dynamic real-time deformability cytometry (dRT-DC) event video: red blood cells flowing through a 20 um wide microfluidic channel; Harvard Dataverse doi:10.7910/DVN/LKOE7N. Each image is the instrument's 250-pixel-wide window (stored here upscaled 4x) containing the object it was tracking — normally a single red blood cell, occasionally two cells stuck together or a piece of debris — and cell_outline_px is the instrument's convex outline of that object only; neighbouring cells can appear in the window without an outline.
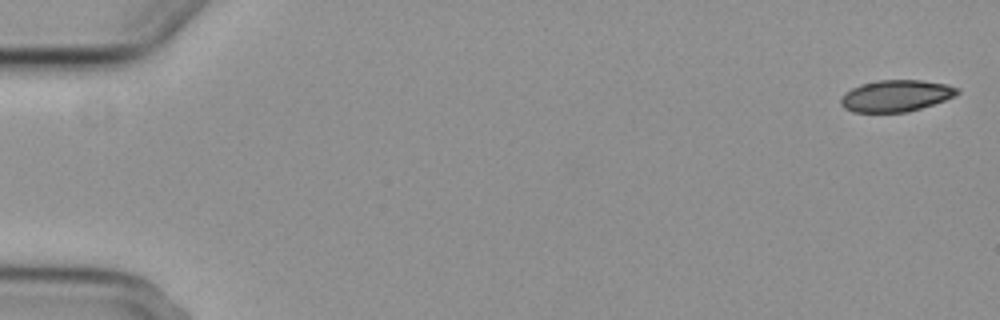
{"species": "common noctule bat (a hibernating species)", "species_latin": "Nyctalus noctula", "temperature_condition": "cold", "stored_images_in_passage": 5, "camera_frame_rate_fps": 3000, "um_per_image_px": 0.085, "animal": {"sex": "female", "body_mass_g": 29.2, "forearm_length_mm": 56.3}, "frame": {"image": 1, "passage_image": 1, "time_ms": 0.0, "image_size_px": [1000, 320], "cell_outline_px": [[960, 92], [956, 96], [908, 112], [852, 112], [844, 108], [840, 104], [840, 100], [844, 92], [860, 84], [876, 80], [920, 80], [948, 84], [960, 88]], "centroid_in_image_um": [76.15, 8.13], "position_along_channel_um": 8.8, "area_um2": 21.62}}
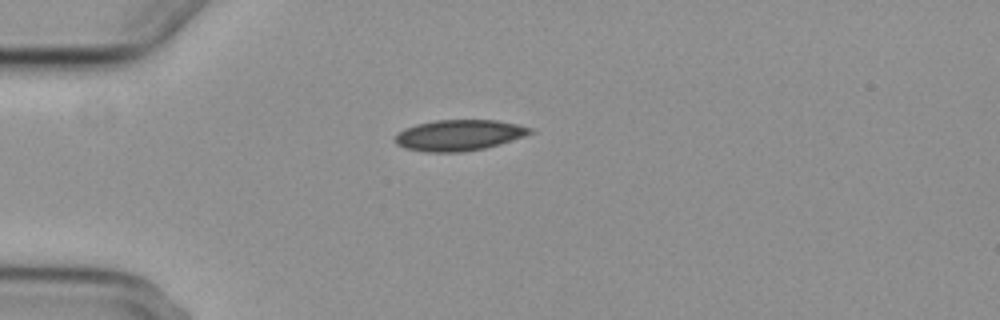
{"frame": {"image": 2, "passage_image": 5, "time_ms": 4.667, "image_size_px": [1000, 320], "cell_outline_px": [[536, 132], [500, 144], [484, 148], [460, 152], [428, 152], [404, 148], [396, 144], [392, 140], [396, 132], [404, 128], [416, 124], [432, 120], [496, 120], [520, 124], [536, 128]], "centroid_in_image_um": [39.02, 11.48], "position_along_channel_um": 46.0, "area_um2": 24.8}}